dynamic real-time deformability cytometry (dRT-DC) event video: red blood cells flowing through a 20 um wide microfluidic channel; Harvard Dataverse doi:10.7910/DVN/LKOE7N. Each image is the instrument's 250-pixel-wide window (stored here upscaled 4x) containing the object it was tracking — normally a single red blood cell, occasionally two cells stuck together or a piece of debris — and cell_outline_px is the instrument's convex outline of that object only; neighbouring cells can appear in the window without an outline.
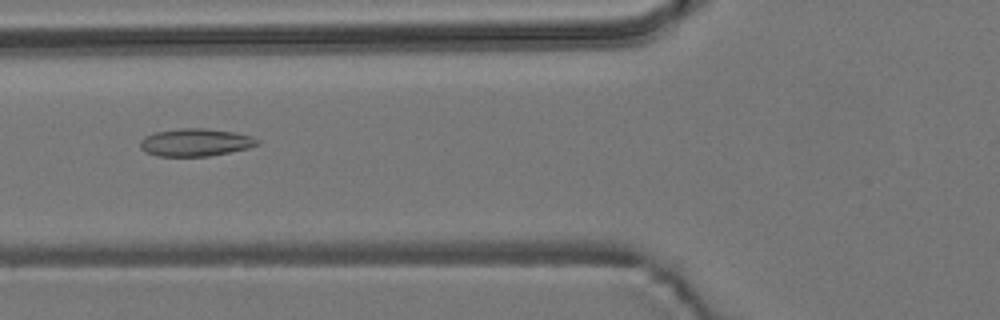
{"species": "common noctule bat (a hibernating species)", "species_latin": "Nyctalus noctula", "temperature_condition": "room temperature", "stored_images_in_passage": 7, "camera_frame_rate_fps": 3000, "um_per_image_px": 0.085, "animal": {"sex": "male", "body_mass_g": 19.2, "forearm_length_mm": 51.8}, "frame": {"image": 1, "passage_image": 5, "time_ms": 5.667, "image_size_px": [1000, 320], "cell_outline_px": [[260, 144], [248, 148], [208, 156], [156, 156], [144, 152], [140, 148], [140, 140], [144, 136], [156, 132], [180, 128], [204, 128], [232, 132], [252, 136], [260, 140]], "centroid_in_image_um": [16.59, 12.1], "position_along_channel_um": 109.2, "area_um2": 18.9}}
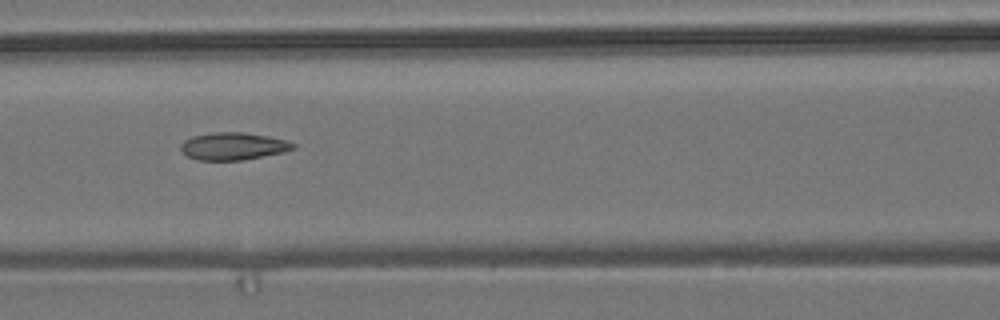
{"frame": {"image": 2, "passage_image": 6, "time_ms": 6.667, "image_size_px": [1000, 320], "cell_outline_px": [[296, 148], [284, 152], [244, 160], [196, 160], [188, 156], [180, 148], [180, 144], [184, 140], [192, 136], [212, 132], [244, 132], [268, 136], [288, 140], [296, 144]], "centroid_in_image_um": [19.85, 12.42], "position_along_channel_um": 146.8, "area_um2": 18.15}}
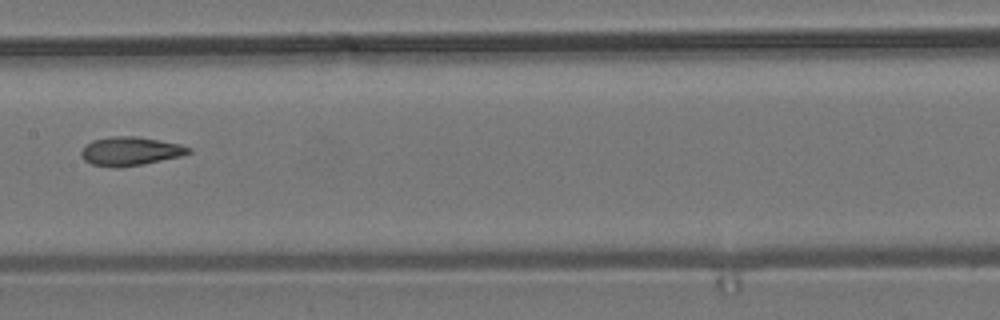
{"frame": {"image": 3, "passage_image": 7, "time_ms": 8.0, "image_size_px": [1000, 320], "cell_outline_px": [[192, 152], [180, 156], [144, 164], [120, 168], [112, 168], [92, 164], [84, 160], [80, 156], [80, 152], [92, 140], [112, 136], [136, 136], [180, 144], [192, 148]], "centroid_in_image_um": [11.07, 12.86], "position_along_channel_um": 196.3, "area_um2": 18.03}}